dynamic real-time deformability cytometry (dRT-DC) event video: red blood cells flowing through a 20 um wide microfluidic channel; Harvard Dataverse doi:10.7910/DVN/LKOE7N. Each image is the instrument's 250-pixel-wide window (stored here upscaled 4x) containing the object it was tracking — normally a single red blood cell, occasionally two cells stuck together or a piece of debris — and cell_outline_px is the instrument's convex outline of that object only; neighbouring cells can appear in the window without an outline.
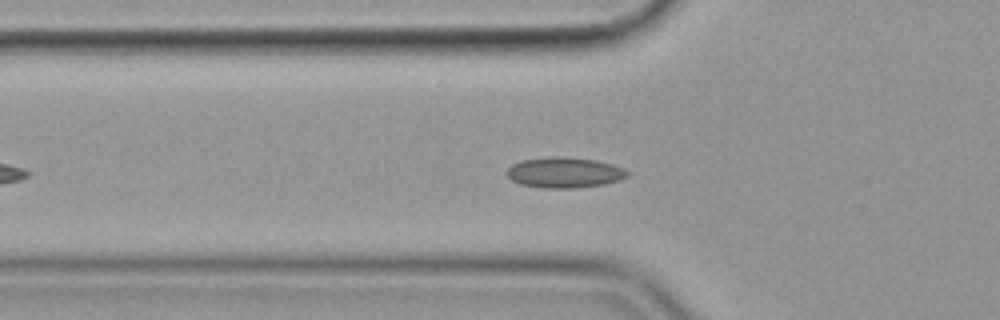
{"species": "common noctule bat (a hibernating species)", "species_latin": "Nyctalus noctula", "temperature_condition": "cold", "stored_images_in_passage": 46, "camera_frame_rate_fps": 3000, "um_per_image_px": 0.085, "animal": {"sex": "female", "body_mass_g": 19.9}, "frame": {"image": 1, "passage_image": 8, "time_ms": 2.333, "image_size_px": [1000, 320], "cell_outline_px": [[628, 176], [620, 180], [604, 184], [572, 188], [544, 188], [520, 184], [512, 180], [508, 176], [508, 168], [512, 164], [520, 160], [556, 156], [596, 160], [612, 164], [624, 168], [628, 172]], "centroid_in_image_um": [47.98, 14.66], "position_along_channel_um": 77.8, "area_um2": 21.33}}
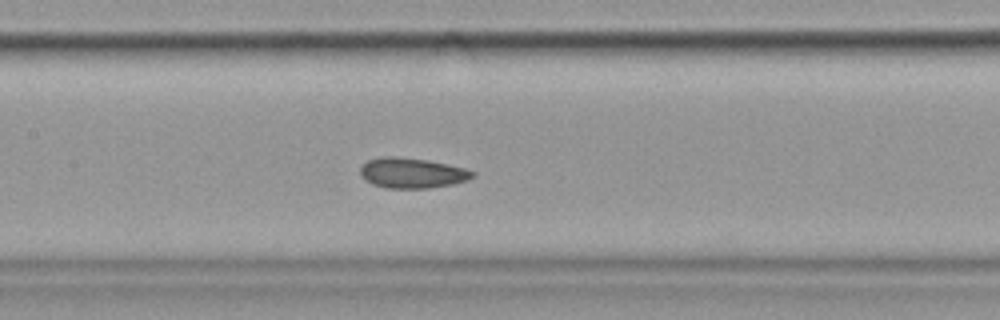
{"frame": {"image": 2, "passage_image": 16, "time_ms": 5.0, "image_size_px": [1000, 320], "cell_outline_px": [[476, 176], [468, 180], [452, 184], [428, 188], [384, 188], [372, 184], [360, 176], [360, 168], [368, 160], [384, 156], [392, 156], [428, 160], [464, 168], [476, 172]], "centroid_in_image_um": [35.03, 14.71], "position_along_channel_um": 172.4, "area_um2": 19.83}}
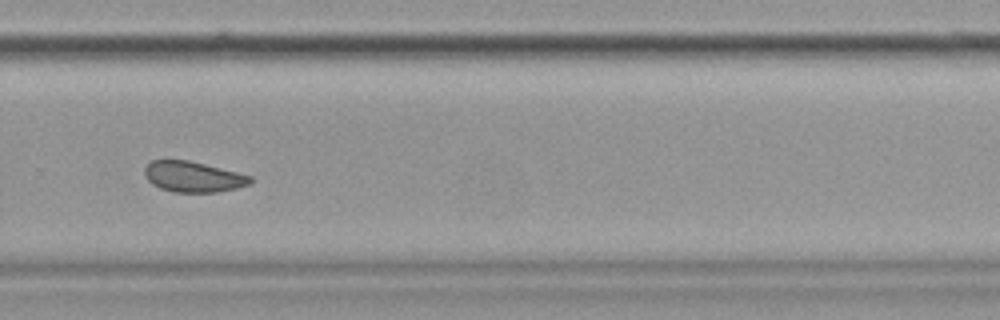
{"frame": {"image": 3, "passage_image": 28, "time_ms": 9.0, "image_size_px": [1000, 320], "cell_outline_px": [[252, 180], [248, 184], [236, 188], [216, 192], [172, 192], [160, 188], [152, 184], [144, 176], [144, 168], [152, 160], [188, 160], [252, 176]], "centroid_in_image_um": [16.37, 15.03], "position_along_channel_um": 313.4, "area_um2": 18.73}, "authors_computed_cell_mechanics": {"area_um2": 20.2878, "velocity_mm_per_s": 3.5407, "shape_relaxation_time_tau1_ms": null, "shape_relaxation_time_tau2_ms": 1.8229, "deformation_change_tau1": null, "deformation_change_tau2": 0.0587}}